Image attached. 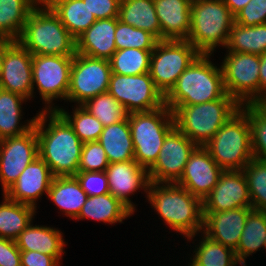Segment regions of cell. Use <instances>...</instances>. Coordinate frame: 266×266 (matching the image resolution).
I'll return each instance as SVG.
<instances>
[{"label":"cell","mask_w":266,"mask_h":266,"mask_svg":"<svg viewBox=\"0 0 266 266\" xmlns=\"http://www.w3.org/2000/svg\"><path fill=\"white\" fill-rule=\"evenodd\" d=\"M37 114L34 126L38 140V156L49 166L55 177L75 176L83 142L56 110H42ZM47 121L48 126L45 125Z\"/></svg>","instance_id":"1"},{"label":"cell","mask_w":266,"mask_h":266,"mask_svg":"<svg viewBox=\"0 0 266 266\" xmlns=\"http://www.w3.org/2000/svg\"><path fill=\"white\" fill-rule=\"evenodd\" d=\"M166 184V185H164ZM161 185V186H160ZM148 201L173 230L192 240L203 229L202 200L183 186L151 182Z\"/></svg>","instance_id":"2"},{"label":"cell","mask_w":266,"mask_h":266,"mask_svg":"<svg viewBox=\"0 0 266 266\" xmlns=\"http://www.w3.org/2000/svg\"><path fill=\"white\" fill-rule=\"evenodd\" d=\"M210 56L199 54L164 96V103L171 110L178 105L215 101L226 94L222 68L214 66L208 59Z\"/></svg>","instance_id":"3"},{"label":"cell","mask_w":266,"mask_h":266,"mask_svg":"<svg viewBox=\"0 0 266 266\" xmlns=\"http://www.w3.org/2000/svg\"><path fill=\"white\" fill-rule=\"evenodd\" d=\"M40 4L43 8L31 11L17 41L32 55L74 56L76 39L44 1Z\"/></svg>","instance_id":"4"},{"label":"cell","mask_w":266,"mask_h":266,"mask_svg":"<svg viewBox=\"0 0 266 266\" xmlns=\"http://www.w3.org/2000/svg\"><path fill=\"white\" fill-rule=\"evenodd\" d=\"M241 105L227 93L220 99L172 110L175 127L197 146H205Z\"/></svg>","instance_id":"5"},{"label":"cell","mask_w":266,"mask_h":266,"mask_svg":"<svg viewBox=\"0 0 266 266\" xmlns=\"http://www.w3.org/2000/svg\"><path fill=\"white\" fill-rule=\"evenodd\" d=\"M234 22L235 16L223 0H192L187 41L200 54H212L217 46H226Z\"/></svg>","instance_id":"6"},{"label":"cell","mask_w":266,"mask_h":266,"mask_svg":"<svg viewBox=\"0 0 266 266\" xmlns=\"http://www.w3.org/2000/svg\"><path fill=\"white\" fill-rule=\"evenodd\" d=\"M204 147L223 170H243L254 158L247 113L240 108Z\"/></svg>","instance_id":"7"},{"label":"cell","mask_w":266,"mask_h":266,"mask_svg":"<svg viewBox=\"0 0 266 266\" xmlns=\"http://www.w3.org/2000/svg\"><path fill=\"white\" fill-rule=\"evenodd\" d=\"M134 145V160L149 169L157 160L167 134L175 127L172 110L164 105L128 115Z\"/></svg>","instance_id":"8"},{"label":"cell","mask_w":266,"mask_h":266,"mask_svg":"<svg viewBox=\"0 0 266 266\" xmlns=\"http://www.w3.org/2000/svg\"><path fill=\"white\" fill-rule=\"evenodd\" d=\"M200 53L187 40H159L150 57V76L165 96Z\"/></svg>","instance_id":"9"},{"label":"cell","mask_w":266,"mask_h":266,"mask_svg":"<svg viewBox=\"0 0 266 266\" xmlns=\"http://www.w3.org/2000/svg\"><path fill=\"white\" fill-rule=\"evenodd\" d=\"M222 62L226 93L240 105L260 101V55L229 52Z\"/></svg>","instance_id":"10"},{"label":"cell","mask_w":266,"mask_h":266,"mask_svg":"<svg viewBox=\"0 0 266 266\" xmlns=\"http://www.w3.org/2000/svg\"><path fill=\"white\" fill-rule=\"evenodd\" d=\"M111 74L109 60L76 53L70 71L67 100L82 105L87 100L108 92Z\"/></svg>","instance_id":"11"},{"label":"cell","mask_w":266,"mask_h":266,"mask_svg":"<svg viewBox=\"0 0 266 266\" xmlns=\"http://www.w3.org/2000/svg\"><path fill=\"white\" fill-rule=\"evenodd\" d=\"M108 93L129 113L151 111L165 105L164 96L156 88L149 72L138 75L112 73Z\"/></svg>","instance_id":"12"},{"label":"cell","mask_w":266,"mask_h":266,"mask_svg":"<svg viewBox=\"0 0 266 266\" xmlns=\"http://www.w3.org/2000/svg\"><path fill=\"white\" fill-rule=\"evenodd\" d=\"M72 63L73 56L32 55L33 93L36 86L49 104L44 110H54L50 105L54 99L67 100Z\"/></svg>","instance_id":"13"},{"label":"cell","mask_w":266,"mask_h":266,"mask_svg":"<svg viewBox=\"0 0 266 266\" xmlns=\"http://www.w3.org/2000/svg\"><path fill=\"white\" fill-rule=\"evenodd\" d=\"M197 145L174 127L165 137L156 162L148 169L151 182L174 183Z\"/></svg>","instance_id":"14"},{"label":"cell","mask_w":266,"mask_h":266,"mask_svg":"<svg viewBox=\"0 0 266 266\" xmlns=\"http://www.w3.org/2000/svg\"><path fill=\"white\" fill-rule=\"evenodd\" d=\"M38 156L35 126L27 133L0 140V181L3 193Z\"/></svg>","instance_id":"15"},{"label":"cell","mask_w":266,"mask_h":266,"mask_svg":"<svg viewBox=\"0 0 266 266\" xmlns=\"http://www.w3.org/2000/svg\"><path fill=\"white\" fill-rule=\"evenodd\" d=\"M203 212L252 208L246 177L242 170H224L212 191L203 199Z\"/></svg>","instance_id":"16"},{"label":"cell","mask_w":266,"mask_h":266,"mask_svg":"<svg viewBox=\"0 0 266 266\" xmlns=\"http://www.w3.org/2000/svg\"><path fill=\"white\" fill-rule=\"evenodd\" d=\"M0 88L28 100L33 97L32 54L18 41H14L3 55Z\"/></svg>","instance_id":"17"},{"label":"cell","mask_w":266,"mask_h":266,"mask_svg":"<svg viewBox=\"0 0 266 266\" xmlns=\"http://www.w3.org/2000/svg\"><path fill=\"white\" fill-rule=\"evenodd\" d=\"M223 171L204 146H197L176 183L203 201L217 184Z\"/></svg>","instance_id":"18"},{"label":"cell","mask_w":266,"mask_h":266,"mask_svg":"<svg viewBox=\"0 0 266 266\" xmlns=\"http://www.w3.org/2000/svg\"><path fill=\"white\" fill-rule=\"evenodd\" d=\"M105 173L110 194L133 213L135 205L128 196L140 188L148 193L151 183L148 169L140 166L135 160H129L110 163Z\"/></svg>","instance_id":"19"},{"label":"cell","mask_w":266,"mask_h":266,"mask_svg":"<svg viewBox=\"0 0 266 266\" xmlns=\"http://www.w3.org/2000/svg\"><path fill=\"white\" fill-rule=\"evenodd\" d=\"M54 177L49 166L37 156L3 195L12 201L30 205L36 209V200L44 192L48 194Z\"/></svg>","instance_id":"20"},{"label":"cell","mask_w":266,"mask_h":266,"mask_svg":"<svg viewBox=\"0 0 266 266\" xmlns=\"http://www.w3.org/2000/svg\"><path fill=\"white\" fill-rule=\"evenodd\" d=\"M252 210L253 208H235L221 212H203V234L235 250Z\"/></svg>","instance_id":"21"},{"label":"cell","mask_w":266,"mask_h":266,"mask_svg":"<svg viewBox=\"0 0 266 266\" xmlns=\"http://www.w3.org/2000/svg\"><path fill=\"white\" fill-rule=\"evenodd\" d=\"M192 0H154L161 40H187L191 29Z\"/></svg>","instance_id":"22"},{"label":"cell","mask_w":266,"mask_h":266,"mask_svg":"<svg viewBox=\"0 0 266 266\" xmlns=\"http://www.w3.org/2000/svg\"><path fill=\"white\" fill-rule=\"evenodd\" d=\"M117 17L96 20L76 38V53L109 60L116 49Z\"/></svg>","instance_id":"23"},{"label":"cell","mask_w":266,"mask_h":266,"mask_svg":"<svg viewBox=\"0 0 266 266\" xmlns=\"http://www.w3.org/2000/svg\"><path fill=\"white\" fill-rule=\"evenodd\" d=\"M47 226H33L32 221L15 240L20 251H38L53 256L59 262L65 245L63 235Z\"/></svg>","instance_id":"24"},{"label":"cell","mask_w":266,"mask_h":266,"mask_svg":"<svg viewBox=\"0 0 266 266\" xmlns=\"http://www.w3.org/2000/svg\"><path fill=\"white\" fill-rule=\"evenodd\" d=\"M47 196L72 219L77 218L88 198L75 176L54 177Z\"/></svg>","instance_id":"25"},{"label":"cell","mask_w":266,"mask_h":266,"mask_svg":"<svg viewBox=\"0 0 266 266\" xmlns=\"http://www.w3.org/2000/svg\"><path fill=\"white\" fill-rule=\"evenodd\" d=\"M98 142L105 150L109 164L134 160V145L128 118L105 126Z\"/></svg>","instance_id":"26"},{"label":"cell","mask_w":266,"mask_h":266,"mask_svg":"<svg viewBox=\"0 0 266 266\" xmlns=\"http://www.w3.org/2000/svg\"><path fill=\"white\" fill-rule=\"evenodd\" d=\"M59 17L61 23L76 39L96 18L83 0H42Z\"/></svg>","instance_id":"27"},{"label":"cell","mask_w":266,"mask_h":266,"mask_svg":"<svg viewBox=\"0 0 266 266\" xmlns=\"http://www.w3.org/2000/svg\"><path fill=\"white\" fill-rule=\"evenodd\" d=\"M118 18L123 23L148 31L161 40V26L154 0H120Z\"/></svg>","instance_id":"28"},{"label":"cell","mask_w":266,"mask_h":266,"mask_svg":"<svg viewBox=\"0 0 266 266\" xmlns=\"http://www.w3.org/2000/svg\"><path fill=\"white\" fill-rule=\"evenodd\" d=\"M27 99L19 94L0 88V140L21 136L34 127L36 116L26 125H20L21 105Z\"/></svg>","instance_id":"29"},{"label":"cell","mask_w":266,"mask_h":266,"mask_svg":"<svg viewBox=\"0 0 266 266\" xmlns=\"http://www.w3.org/2000/svg\"><path fill=\"white\" fill-rule=\"evenodd\" d=\"M42 0H0V37L17 41L31 11Z\"/></svg>","instance_id":"30"},{"label":"cell","mask_w":266,"mask_h":266,"mask_svg":"<svg viewBox=\"0 0 266 266\" xmlns=\"http://www.w3.org/2000/svg\"><path fill=\"white\" fill-rule=\"evenodd\" d=\"M133 213L112 194L88 196L77 216L78 219L90 218L104 223L114 224L130 217Z\"/></svg>","instance_id":"31"},{"label":"cell","mask_w":266,"mask_h":266,"mask_svg":"<svg viewBox=\"0 0 266 266\" xmlns=\"http://www.w3.org/2000/svg\"><path fill=\"white\" fill-rule=\"evenodd\" d=\"M0 204V238L16 240L33 220L34 207L8 199Z\"/></svg>","instance_id":"32"},{"label":"cell","mask_w":266,"mask_h":266,"mask_svg":"<svg viewBox=\"0 0 266 266\" xmlns=\"http://www.w3.org/2000/svg\"><path fill=\"white\" fill-rule=\"evenodd\" d=\"M229 52L262 55L266 53V23L256 26L233 24L225 46Z\"/></svg>","instance_id":"33"},{"label":"cell","mask_w":266,"mask_h":266,"mask_svg":"<svg viewBox=\"0 0 266 266\" xmlns=\"http://www.w3.org/2000/svg\"><path fill=\"white\" fill-rule=\"evenodd\" d=\"M265 237L266 211L252 210L248 214L239 244L234 250L240 265L246 266L245 258L258 251L261 247L264 248Z\"/></svg>","instance_id":"34"},{"label":"cell","mask_w":266,"mask_h":266,"mask_svg":"<svg viewBox=\"0 0 266 266\" xmlns=\"http://www.w3.org/2000/svg\"><path fill=\"white\" fill-rule=\"evenodd\" d=\"M152 51L136 48L116 50L109 59L112 73L138 75L149 72Z\"/></svg>","instance_id":"35"},{"label":"cell","mask_w":266,"mask_h":266,"mask_svg":"<svg viewBox=\"0 0 266 266\" xmlns=\"http://www.w3.org/2000/svg\"><path fill=\"white\" fill-rule=\"evenodd\" d=\"M203 236L191 260L196 266H235L239 263L232 248Z\"/></svg>","instance_id":"36"},{"label":"cell","mask_w":266,"mask_h":266,"mask_svg":"<svg viewBox=\"0 0 266 266\" xmlns=\"http://www.w3.org/2000/svg\"><path fill=\"white\" fill-rule=\"evenodd\" d=\"M94 115L103 126L125 121L129 112L108 92L101 93L81 105Z\"/></svg>","instance_id":"37"},{"label":"cell","mask_w":266,"mask_h":266,"mask_svg":"<svg viewBox=\"0 0 266 266\" xmlns=\"http://www.w3.org/2000/svg\"><path fill=\"white\" fill-rule=\"evenodd\" d=\"M54 110L68 122L83 143L99 140L104 128L103 124L81 105L74 109L73 115L62 108L54 107Z\"/></svg>","instance_id":"38"},{"label":"cell","mask_w":266,"mask_h":266,"mask_svg":"<svg viewBox=\"0 0 266 266\" xmlns=\"http://www.w3.org/2000/svg\"><path fill=\"white\" fill-rule=\"evenodd\" d=\"M253 210L266 211V161L253 158L243 168Z\"/></svg>","instance_id":"39"},{"label":"cell","mask_w":266,"mask_h":266,"mask_svg":"<svg viewBox=\"0 0 266 266\" xmlns=\"http://www.w3.org/2000/svg\"><path fill=\"white\" fill-rule=\"evenodd\" d=\"M241 108L249 119L253 157L266 161V111L258 103L243 104Z\"/></svg>","instance_id":"40"},{"label":"cell","mask_w":266,"mask_h":266,"mask_svg":"<svg viewBox=\"0 0 266 266\" xmlns=\"http://www.w3.org/2000/svg\"><path fill=\"white\" fill-rule=\"evenodd\" d=\"M159 40L150 32L123 23L117 17L115 30L116 49L136 48L154 50Z\"/></svg>","instance_id":"41"},{"label":"cell","mask_w":266,"mask_h":266,"mask_svg":"<svg viewBox=\"0 0 266 266\" xmlns=\"http://www.w3.org/2000/svg\"><path fill=\"white\" fill-rule=\"evenodd\" d=\"M108 165L106 152L98 141L83 143L78 171L103 172Z\"/></svg>","instance_id":"42"},{"label":"cell","mask_w":266,"mask_h":266,"mask_svg":"<svg viewBox=\"0 0 266 266\" xmlns=\"http://www.w3.org/2000/svg\"><path fill=\"white\" fill-rule=\"evenodd\" d=\"M75 177L79 181L81 188L88 196H98L110 193L105 171H78Z\"/></svg>","instance_id":"43"},{"label":"cell","mask_w":266,"mask_h":266,"mask_svg":"<svg viewBox=\"0 0 266 266\" xmlns=\"http://www.w3.org/2000/svg\"><path fill=\"white\" fill-rule=\"evenodd\" d=\"M235 23L256 26L266 23V0H251L236 15Z\"/></svg>","instance_id":"44"},{"label":"cell","mask_w":266,"mask_h":266,"mask_svg":"<svg viewBox=\"0 0 266 266\" xmlns=\"http://www.w3.org/2000/svg\"><path fill=\"white\" fill-rule=\"evenodd\" d=\"M96 20L119 17L120 0H83Z\"/></svg>","instance_id":"45"},{"label":"cell","mask_w":266,"mask_h":266,"mask_svg":"<svg viewBox=\"0 0 266 266\" xmlns=\"http://www.w3.org/2000/svg\"><path fill=\"white\" fill-rule=\"evenodd\" d=\"M20 255L15 240L0 238V266H21Z\"/></svg>","instance_id":"46"},{"label":"cell","mask_w":266,"mask_h":266,"mask_svg":"<svg viewBox=\"0 0 266 266\" xmlns=\"http://www.w3.org/2000/svg\"><path fill=\"white\" fill-rule=\"evenodd\" d=\"M21 266H58L60 262L53 256L38 251H21Z\"/></svg>","instance_id":"47"},{"label":"cell","mask_w":266,"mask_h":266,"mask_svg":"<svg viewBox=\"0 0 266 266\" xmlns=\"http://www.w3.org/2000/svg\"><path fill=\"white\" fill-rule=\"evenodd\" d=\"M260 100L266 95V53L260 55Z\"/></svg>","instance_id":"48"},{"label":"cell","mask_w":266,"mask_h":266,"mask_svg":"<svg viewBox=\"0 0 266 266\" xmlns=\"http://www.w3.org/2000/svg\"><path fill=\"white\" fill-rule=\"evenodd\" d=\"M250 1L251 0H223L234 16Z\"/></svg>","instance_id":"49"},{"label":"cell","mask_w":266,"mask_h":266,"mask_svg":"<svg viewBox=\"0 0 266 266\" xmlns=\"http://www.w3.org/2000/svg\"><path fill=\"white\" fill-rule=\"evenodd\" d=\"M14 41L8 38L0 37V75L2 72V62H3V55L5 50L13 43Z\"/></svg>","instance_id":"50"},{"label":"cell","mask_w":266,"mask_h":266,"mask_svg":"<svg viewBox=\"0 0 266 266\" xmlns=\"http://www.w3.org/2000/svg\"><path fill=\"white\" fill-rule=\"evenodd\" d=\"M258 104L266 111V95L258 102Z\"/></svg>","instance_id":"51"},{"label":"cell","mask_w":266,"mask_h":266,"mask_svg":"<svg viewBox=\"0 0 266 266\" xmlns=\"http://www.w3.org/2000/svg\"><path fill=\"white\" fill-rule=\"evenodd\" d=\"M264 248L266 249V237H265V240H264Z\"/></svg>","instance_id":"52"},{"label":"cell","mask_w":266,"mask_h":266,"mask_svg":"<svg viewBox=\"0 0 266 266\" xmlns=\"http://www.w3.org/2000/svg\"><path fill=\"white\" fill-rule=\"evenodd\" d=\"M190 266H196V265L192 262V263H190Z\"/></svg>","instance_id":"53"}]
</instances>
